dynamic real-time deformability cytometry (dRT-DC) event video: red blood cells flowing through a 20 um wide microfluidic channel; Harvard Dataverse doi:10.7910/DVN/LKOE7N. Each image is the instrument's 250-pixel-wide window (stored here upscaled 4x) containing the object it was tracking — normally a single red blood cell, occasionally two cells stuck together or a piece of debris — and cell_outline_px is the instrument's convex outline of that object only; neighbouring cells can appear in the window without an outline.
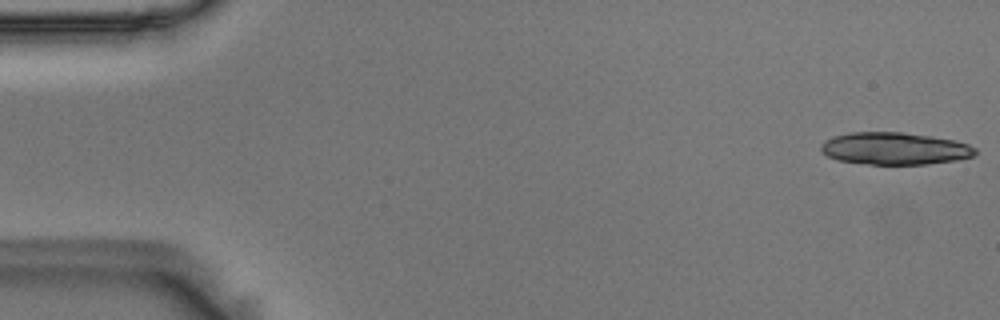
{"species": "Egyptian fruit bat (a non-hibernating species)", "species_latin": "Rousettus aegyptiacus", "temperature_condition": "room temperature", "stored_images_in_passage": 32, "camera_frame_rate_fps": 3000, "um_per_image_px": 0.085, "animal": {"sex": "male"}, "frame": {"image": 1, "passage_image": 1, "time_ms": 0.0, "image_size_px": [1000, 320], "cell_outline_px": [[976, 156], [956, 160], [924, 164], [872, 164], [836, 160], [820, 152], [820, 144], [824, 140], [832, 136], [848, 132], [900, 132], [956, 140], [968, 144], [976, 148]], "centroid_in_image_um": [76.01, 12.62], "position_along_channel_um": 9.0, "area_um2": 29.13}}
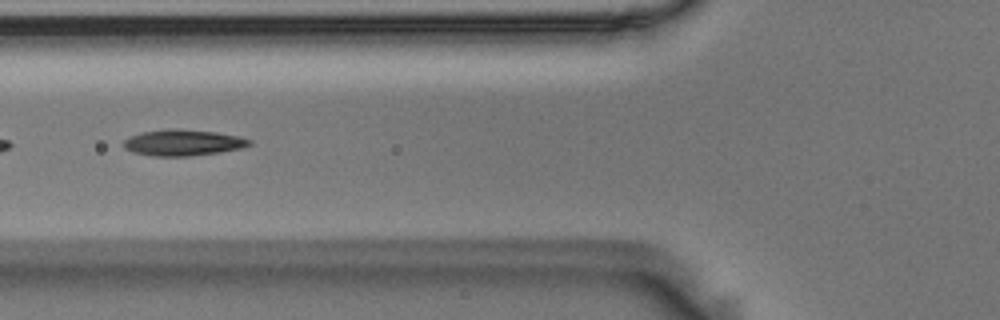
{"frame": {"image": 2, "passage_image": 21, "time_ms": 6.667, "image_size_px": [1000, 320], "cell_outline_px": [[252, 144], [240, 148], [220, 152], [188, 156], [152, 156], [132, 152], [124, 148], [124, 140], [132, 136], [144, 132], [172, 128], [176, 128], [216, 132], [240, 136], [252, 140]], "centroid_in_image_um": [15.58, 12.12], "position_along_channel_um": 110.2, "area_um2": 19.07}}
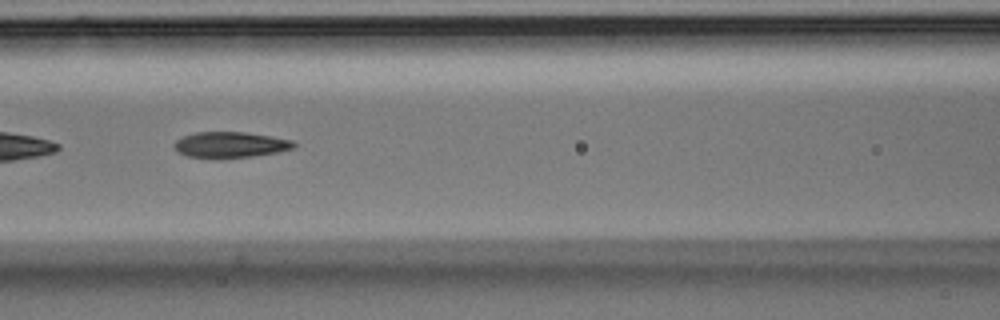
{"frame": {"image": 3, "passage_image": 24, "time_ms": 7.667, "image_size_px": [1000, 320], "cell_outline_px": [[296, 144], [292, 148], [276, 152], [252, 156], [188, 156], [172, 148], [172, 144], [176, 140], [184, 136], [196, 132], [244, 132], [292, 140]], "centroid_in_image_um": [19.55, 12.27], "position_along_channel_um": 147.1, "area_um2": 17.22}}